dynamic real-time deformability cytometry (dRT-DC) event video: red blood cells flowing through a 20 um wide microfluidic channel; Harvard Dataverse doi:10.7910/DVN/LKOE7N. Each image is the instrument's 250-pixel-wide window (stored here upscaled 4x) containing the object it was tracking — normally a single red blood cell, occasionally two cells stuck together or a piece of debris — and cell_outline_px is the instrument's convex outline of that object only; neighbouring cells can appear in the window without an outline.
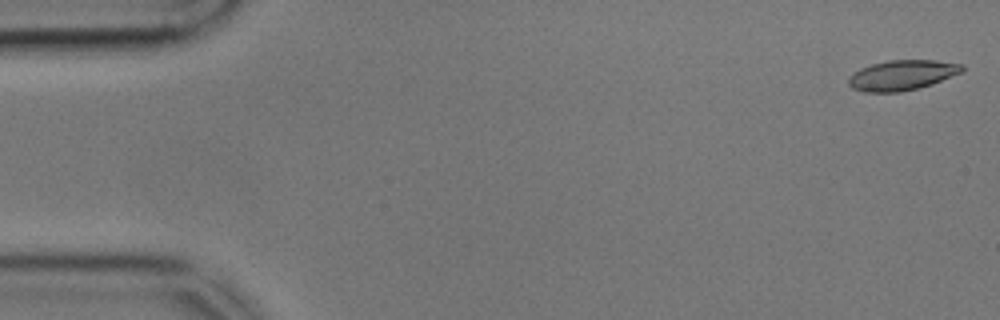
{"species": "common noctule bat (a hibernating species)", "species_latin": "Nyctalus noctula", "temperature_condition": "cold", "stored_images_in_passage": 16, "camera_frame_rate_fps": 3000, "um_per_image_px": 0.085, "animal": {"sex": "male", "body_mass_g": 17.9, "forearm_length_mm": 54.2}, "frame": {"image": 1, "passage_image": 1, "time_ms": 0.0, "image_size_px": [1000, 320], "cell_outline_px": [[964, 72], [932, 84], [920, 88], [900, 92], [864, 92], [852, 88], [848, 84], [848, 76], [852, 72], [860, 68], [872, 64], [888, 60], [936, 60], [964, 64]], "centroid_in_image_um": [76.68, 6.39], "position_along_channel_um": 8.3, "area_um2": 20.29}}
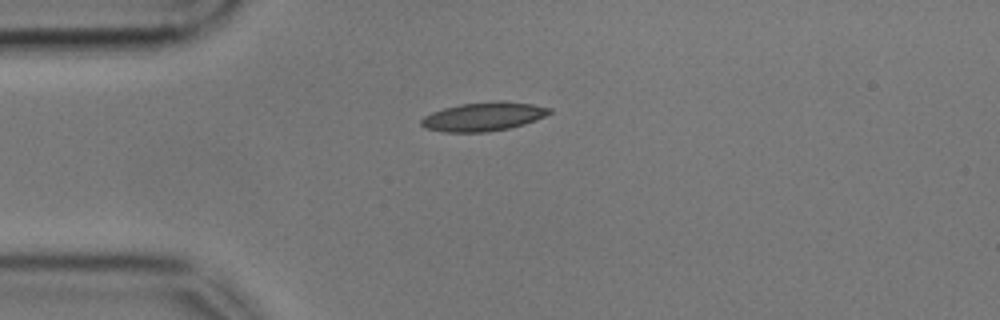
{"frame": {"image": 2, "passage_image": 13, "time_ms": 4.0, "image_size_px": [1000, 320], "cell_outline_px": [[552, 112], [536, 120], [524, 124], [508, 128], [488, 132], [444, 132], [424, 128], [420, 124], [420, 120], [424, 116], [432, 112], [444, 108], [460, 104], [496, 100], [500, 100], [532, 104], [552, 108]], "centroid_in_image_um": [41.08, 9.9], "position_along_channel_um": 43.9, "area_um2": 21.62}}